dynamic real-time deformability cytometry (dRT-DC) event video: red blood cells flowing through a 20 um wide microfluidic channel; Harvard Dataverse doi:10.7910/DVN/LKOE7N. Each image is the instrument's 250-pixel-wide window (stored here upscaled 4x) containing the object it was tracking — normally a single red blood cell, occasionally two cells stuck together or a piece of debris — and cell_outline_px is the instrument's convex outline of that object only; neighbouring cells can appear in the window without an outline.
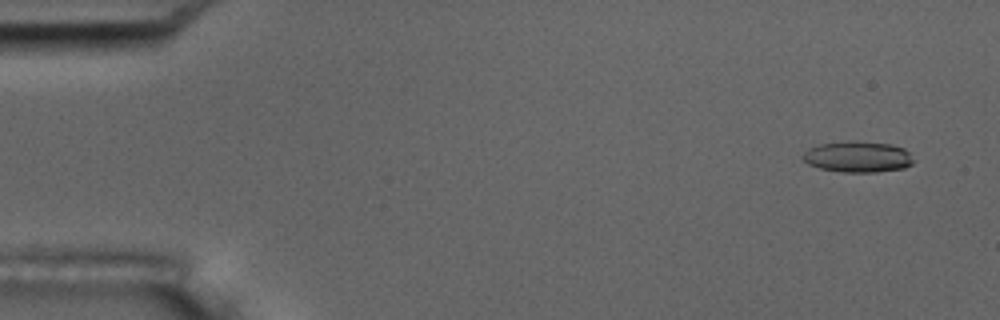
{"species": "common noctule bat (a hibernating species)", "species_latin": "Nyctalus noctula", "temperature_condition": "room temperature", "stored_images_in_passage": 55, "camera_frame_rate_fps": 3000, "um_per_image_px": 0.085, "animal": {"sex": "male", "body_mass_g": 17.5, "forearm_length_mm": 52.3}, "frame": {"image": 1, "passage_image": 4, "time_ms": 1.0, "image_size_px": [1000, 320], "cell_outline_px": [[912, 164], [904, 168], [876, 172], [840, 172], [820, 168], [808, 164], [800, 156], [808, 148], [820, 144], [848, 140], [856, 140], [892, 144], [904, 148], [908, 152], [912, 160]], "centroid_in_image_um": [72.88, 13.31], "position_along_channel_um": 12.1, "area_um2": 20.23}}
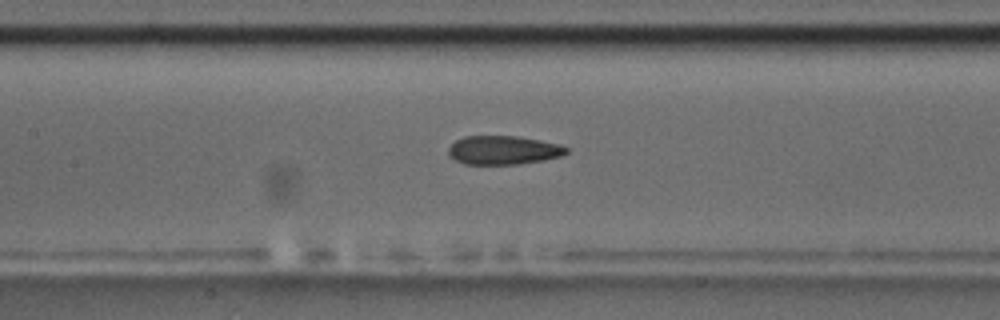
{"frame": {"image": 2, "passage_image": 26, "time_ms": 8.333, "image_size_px": [1000, 320], "cell_outline_px": [[568, 152], [560, 156], [544, 160], [520, 164], [464, 164], [448, 156], [448, 148], [456, 140], [464, 136], [520, 136], [560, 144], [568, 148]], "centroid_in_image_um": [42.78, 12.76], "position_along_channel_um": 164.6, "area_um2": 19.88}}
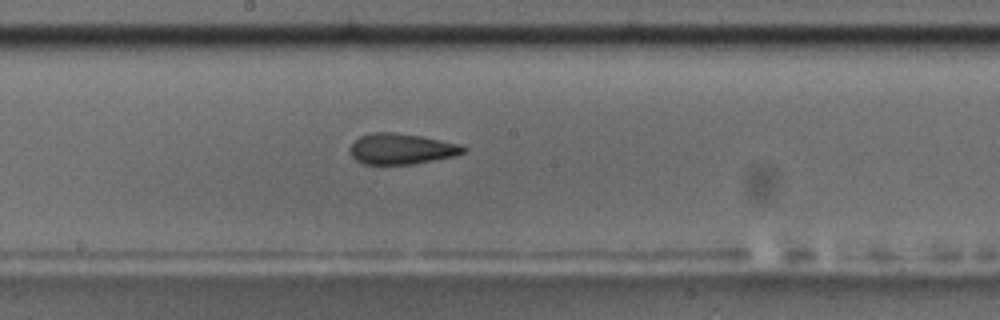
{"frame": {"image": 3, "passage_image": 30, "time_ms": 9.667, "image_size_px": [1000, 320], "cell_outline_px": [[468, 148], [464, 152], [456, 156], [416, 164], [364, 164], [356, 160], [348, 152], [348, 148], [360, 136], [372, 132], [396, 132], [420, 136], [460, 144]], "centroid_in_image_um": [34.12, 12.66], "position_along_channel_um": 214.1, "area_um2": 20.52}, "authors_computed_cell_mechanics": {"area_um2": 20.5768, "velocity_mm_per_s": 3.7386, "shape_relaxation_time_tau1_ms": null, "shape_relaxation_time_tau2_ms": 2.8524, "deformation_change_tau1": null, "deformation_change_tau2": 0.1088}}